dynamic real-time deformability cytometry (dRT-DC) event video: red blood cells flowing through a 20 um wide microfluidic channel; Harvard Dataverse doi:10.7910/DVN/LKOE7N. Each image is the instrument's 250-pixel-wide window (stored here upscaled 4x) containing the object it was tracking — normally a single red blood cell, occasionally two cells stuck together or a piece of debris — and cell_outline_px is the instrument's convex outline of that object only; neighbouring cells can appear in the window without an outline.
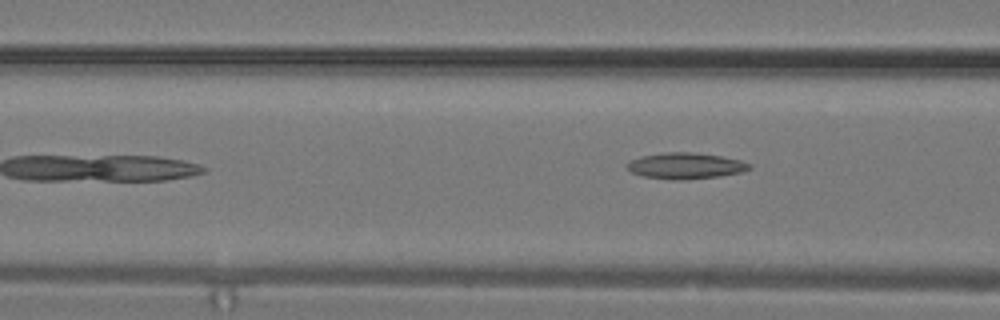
{"species": "common noctule bat (a hibernating species)", "species_latin": "Nyctalus noctula", "temperature_condition": "warm", "stored_images_in_passage": 12, "camera_frame_rate_fps": 3000, "um_per_image_px": 0.085, "animal": {"sex": "male", "body_mass_g": 19.2, "forearm_length_mm": 51.8}, "frame": {"image": 1, "passage_image": 12, "time_ms": 3.667, "image_size_px": [1000, 320], "cell_outline_px": [[752, 168], [740, 172], [720, 176], [684, 180], [672, 180], [644, 176], [632, 172], [624, 164], [628, 160], [640, 156], [664, 152], [692, 152], [720, 156], [740, 160], [752, 164]], "centroid_in_image_um": [58.24, 14.09], "position_along_channel_um": 108.4, "area_um2": 18.73}}